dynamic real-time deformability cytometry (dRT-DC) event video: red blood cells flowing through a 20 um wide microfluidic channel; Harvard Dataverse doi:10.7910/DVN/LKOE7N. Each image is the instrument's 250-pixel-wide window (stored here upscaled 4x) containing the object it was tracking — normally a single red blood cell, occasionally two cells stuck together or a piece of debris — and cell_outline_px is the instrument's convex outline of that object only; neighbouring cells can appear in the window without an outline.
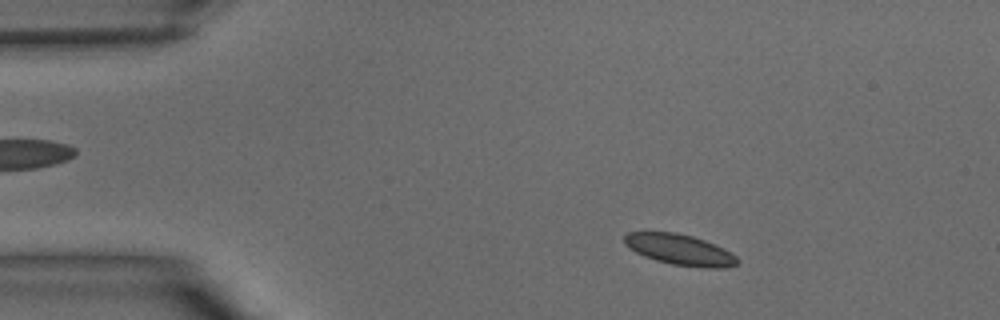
{"species": "common noctule bat (a hibernating species)", "species_latin": "Nyctalus noctula", "temperature_condition": "warm", "stored_images_in_passage": 37, "camera_frame_rate_fps": 3000, "um_per_image_px": 0.085, "animal": {"sex": "male", "body_mass_g": 15.6}, "frame": {"image": 1, "passage_image": 4, "time_ms": 1.0, "image_size_px": [1000, 320], "cell_outline_px": [[740, 260], [736, 264], [728, 268], [708, 268], [672, 264], [656, 260], [644, 256], [636, 252], [624, 244], [624, 236], [628, 232], [676, 232], [692, 236], [704, 240], [724, 248], [732, 252]], "centroid_in_image_um": [57.81, 21.22], "position_along_channel_um": 27.2, "area_um2": 20.29}}
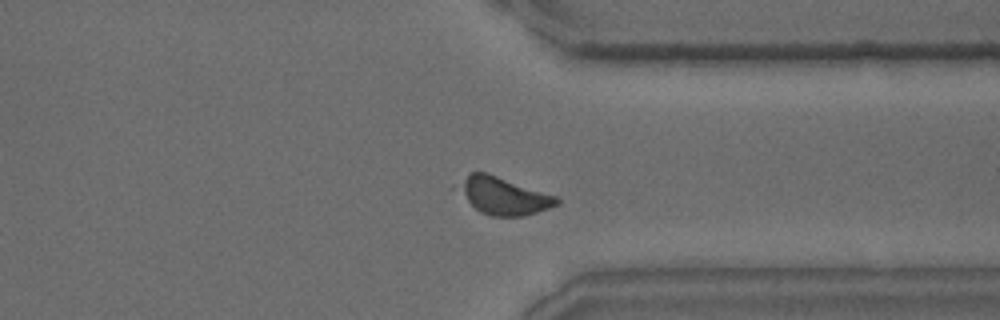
{"frame": {"image": 2, "passage_image": 28, "time_ms": 9.0, "image_size_px": [1000, 320], "cell_outline_px": [[560, 204], [524, 216], [492, 216], [480, 212], [452, 188], [472, 172], [488, 172], [560, 196]], "centroid_in_image_um": [42.8, 16.62], "position_along_channel_um": 368.6, "area_um2": 21.96}}
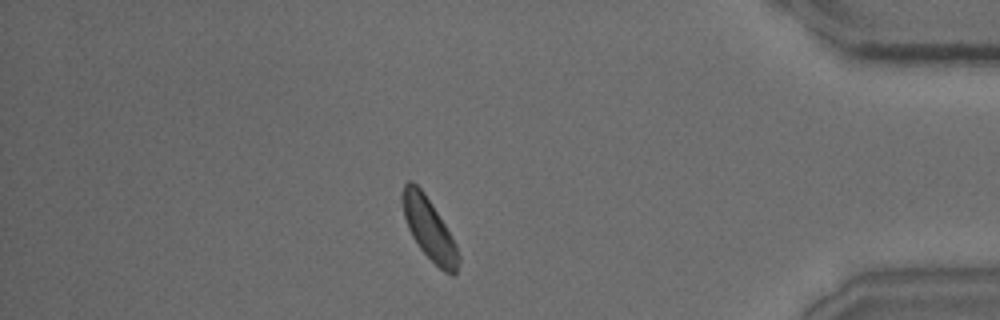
{"frame": {"image": 3, "passage_image": 32, "time_ms": 10.333, "image_size_px": [1000, 320], "cell_outline_px": [[460, 260], [456, 272], [452, 276], [444, 272], [420, 248], [412, 236], [408, 228], [404, 216], [400, 196], [404, 184], [408, 180], [412, 180], [424, 192], [452, 236], [456, 244], [460, 256]], "centroid_in_image_um": [36.46, 19.43], "position_along_channel_um": 398.7, "area_um2": 20.06}}